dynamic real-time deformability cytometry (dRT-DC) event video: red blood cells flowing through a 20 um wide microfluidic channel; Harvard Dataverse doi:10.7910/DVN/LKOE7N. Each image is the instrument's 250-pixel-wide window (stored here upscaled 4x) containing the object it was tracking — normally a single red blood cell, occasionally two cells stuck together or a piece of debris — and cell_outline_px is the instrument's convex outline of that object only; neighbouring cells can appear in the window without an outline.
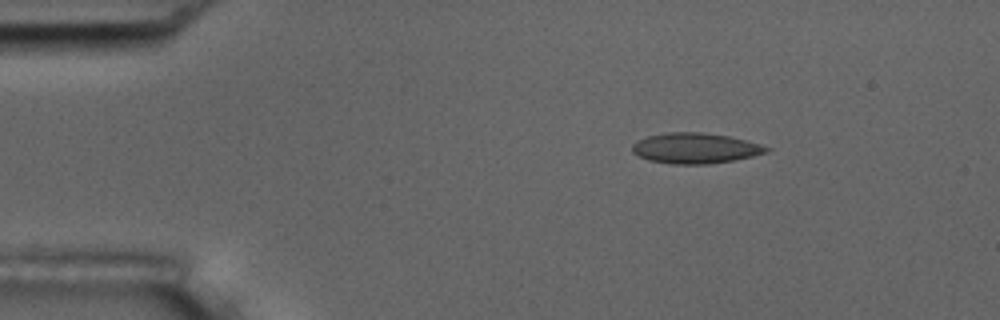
{"species": "common noctule bat (a hibernating species)", "species_latin": "Nyctalus noctula", "temperature_condition": "room temperature", "stored_images_in_passage": 2, "camera_frame_rate_fps": 3000, "um_per_image_px": 0.085, "animal": {"sex": "male", "body_mass_g": 17.5, "forearm_length_mm": 52.3}, "frame": {"image": 1, "passage_image": 1, "time_ms": 0.0, "image_size_px": [1000, 320], "cell_outline_px": [[772, 148], [768, 152], [752, 156], [732, 160], [708, 164], [672, 164], [648, 160], [632, 152], [632, 144], [636, 140], [648, 136], [668, 132], [704, 132], [728, 136], [760, 144]], "centroid_in_image_um": [59.08, 12.59], "position_along_channel_um": 25.9, "area_um2": 23.81}}